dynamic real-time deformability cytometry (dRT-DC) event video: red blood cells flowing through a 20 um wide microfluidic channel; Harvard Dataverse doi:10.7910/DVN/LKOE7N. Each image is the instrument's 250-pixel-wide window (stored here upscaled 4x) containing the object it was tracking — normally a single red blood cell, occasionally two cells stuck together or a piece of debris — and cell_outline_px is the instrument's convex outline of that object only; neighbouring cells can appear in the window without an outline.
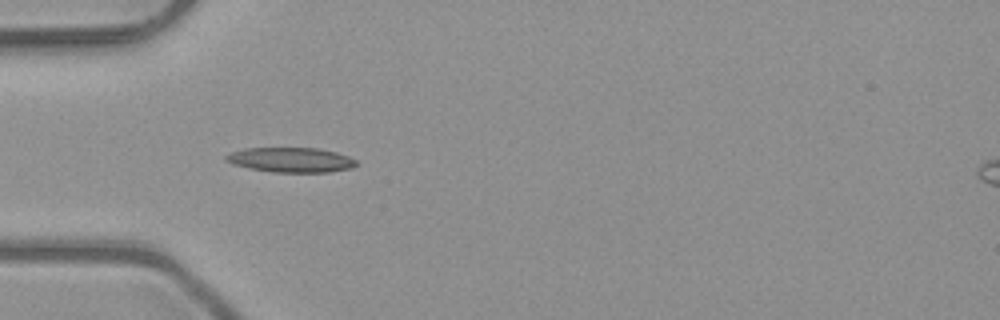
{"species": "common noctule bat (a hibernating species)", "species_latin": "Nyctalus noctula", "temperature_condition": "room temperature", "stored_images_in_passage": 5, "camera_frame_rate_fps": 3000, "um_per_image_px": 0.085, "animal": {"sex": "male", "body_mass_g": 23.1, "forearm_length_mm": 52.7}, "frame": {"image": 1, "passage_image": 3, "time_ms": 0.667, "image_size_px": [1000, 320], "cell_outline_px": [[356, 164], [352, 168], [328, 172], [272, 172], [248, 168], [232, 164], [224, 160], [224, 156], [232, 152], [244, 148], [316, 148], [336, 152], [348, 156], [356, 160]], "centroid_in_image_um": [24.69, 13.59], "position_along_channel_um": 60.3, "area_um2": 18.84}}
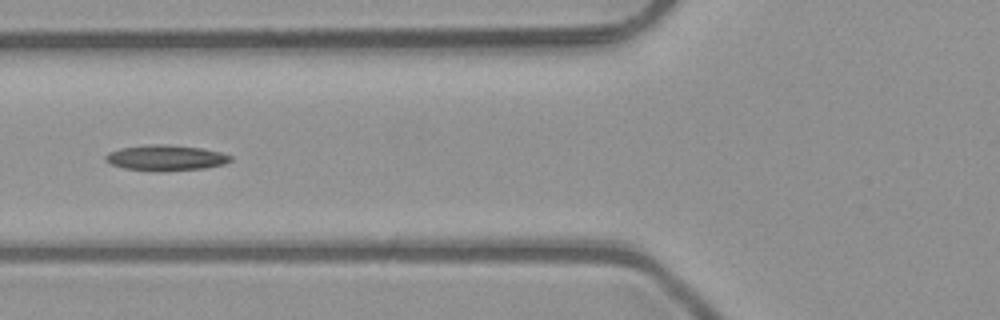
{"frame": {"image": 2, "passage_image": 4, "time_ms": 1.0, "image_size_px": [1000, 320], "cell_outline_px": [[232, 160], [224, 164], [204, 168], [160, 172], [156, 172], [124, 168], [112, 164], [104, 160], [104, 156], [108, 152], [120, 148], [148, 144], [164, 144], [200, 148], [220, 152], [232, 156]], "centroid_in_image_um": [14.06, 13.42], "position_along_channel_um": 111.7, "area_um2": 18.79}}
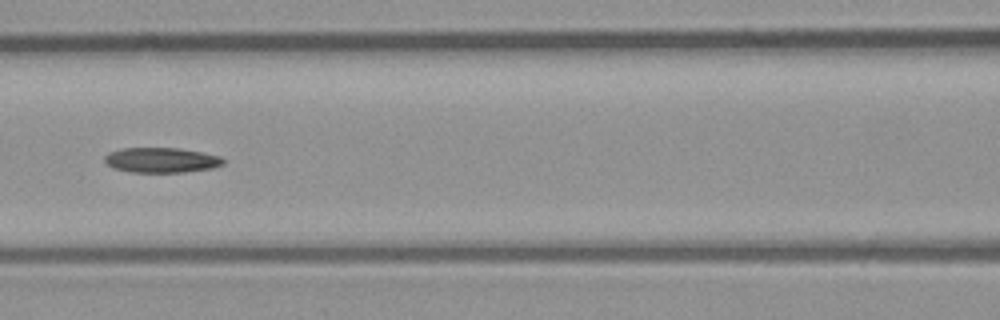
{"frame": {"image": 3, "passage_image": 5, "time_ms": 1.333, "image_size_px": [1000, 320], "cell_outline_px": [[224, 164], [212, 168], [184, 172], [132, 172], [112, 168], [104, 160], [104, 156], [108, 152], [124, 148], [180, 148], [204, 152], [220, 156], [224, 160]], "centroid_in_image_um": [13.72, 13.6], "position_along_channel_um": 152.9, "area_um2": 17.4}}